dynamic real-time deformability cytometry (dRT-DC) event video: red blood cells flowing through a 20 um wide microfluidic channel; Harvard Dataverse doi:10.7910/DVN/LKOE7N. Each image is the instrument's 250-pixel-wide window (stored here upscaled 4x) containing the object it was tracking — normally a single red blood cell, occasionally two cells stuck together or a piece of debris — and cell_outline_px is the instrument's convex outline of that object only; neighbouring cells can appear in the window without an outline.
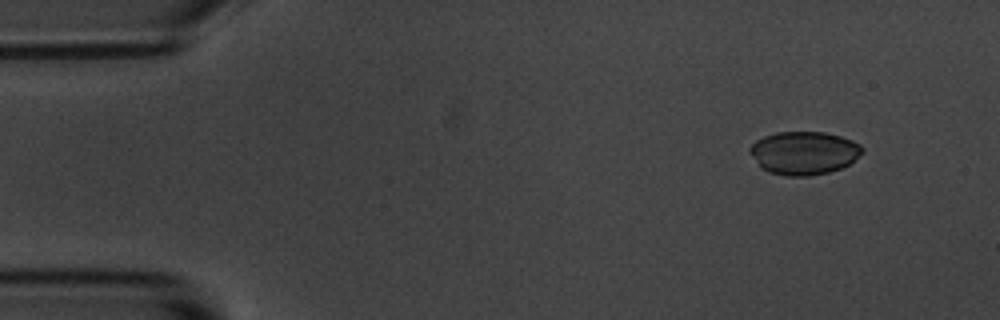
{"species": "common noctule bat (a hibernating species)", "species_latin": "Nyctalus noctula", "temperature_condition": "room temperature", "stored_images_in_passage": 4, "camera_frame_rate_fps": 3000, "um_per_image_px": 0.085, "animal": {"sex": "male", "body_mass_g": 20.1, "forearm_length_mm": 53.5}, "frame": {"image": 1, "passage_image": 1, "time_ms": 0.0, "image_size_px": [1000, 320], "cell_outline_px": [[864, 152], [848, 164], [840, 168], [828, 172], [808, 176], [784, 176], [768, 172], [760, 168], [748, 152], [748, 148], [756, 140], [764, 136], [776, 132], [824, 132], [840, 136], [852, 140], [860, 144], [864, 148]], "centroid_in_image_um": [68.3, 13.0], "position_along_channel_um": 16.7, "area_um2": 28.5}}